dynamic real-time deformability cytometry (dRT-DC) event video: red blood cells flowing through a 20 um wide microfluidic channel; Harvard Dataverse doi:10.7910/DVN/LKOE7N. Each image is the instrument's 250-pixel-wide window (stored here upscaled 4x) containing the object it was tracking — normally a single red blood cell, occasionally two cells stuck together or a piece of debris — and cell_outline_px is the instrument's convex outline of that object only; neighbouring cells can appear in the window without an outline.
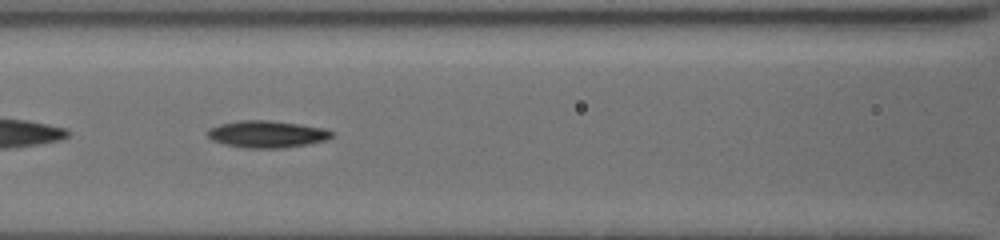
{"species": "common noctule bat (a hibernating species)", "species_latin": "Nyctalus noctula", "temperature_condition": "cold", "stored_images_in_passage": 35, "camera_frame_rate_fps": 3000, "um_per_image_px": 0.085, "animal": {"sex": "female", "body_mass_g": 19.5, "forearm_length_mm": 54.1}, "frame": {"image": 1, "passage_image": 11, "time_ms": 3.333, "image_size_px": [1000, 240], "cell_outline_px": [[332, 136], [324, 140], [308, 144], [284, 148], [244, 148], [224, 144], [212, 140], [208, 136], [208, 128], [220, 124], [240, 120], [268, 120], [324, 128], [332, 132]], "centroid_in_image_um": [22.65, 11.41], "position_along_channel_um": 144.0, "area_um2": 19.36}}
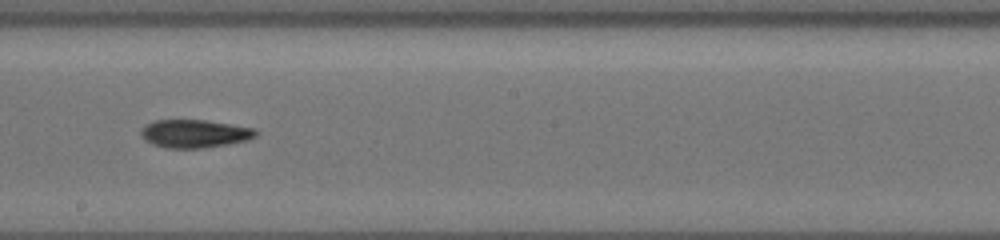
{"frame": {"image": 2, "passage_image": 18, "time_ms": 5.667, "image_size_px": [1000, 240], "cell_outline_px": [[256, 136], [244, 140], [228, 144], [204, 148], [164, 148], [152, 144], [144, 140], [140, 136], [140, 128], [144, 124], [156, 120], [204, 120], [252, 128], [256, 132]], "centroid_in_image_um": [16.42, 11.36], "position_along_channel_um": 231.8, "area_um2": 18.73}}
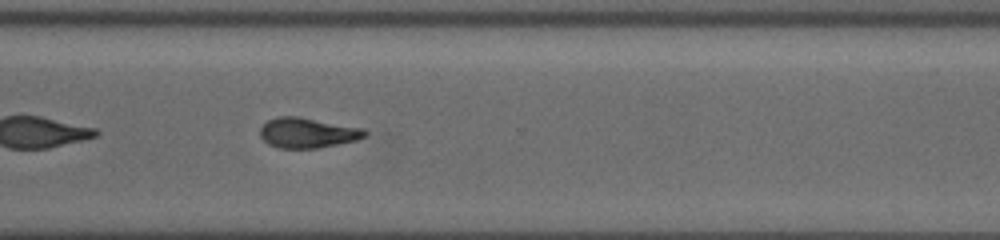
{"frame": {"image": 3, "passage_image": 27, "time_ms": 8.667, "image_size_px": [1000, 240], "cell_outline_px": [[368, 136], [356, 140], [316, 148], [280, 148], [268, 144], [260, 136], [260, 128], [268, 120], [280, 116], [300, 116], [364, 128], [368, 132]], "centroid_in_image_um": [26.16, 11.28], "position_along_channel_um": 344.4, "area_um2": 18.5}}